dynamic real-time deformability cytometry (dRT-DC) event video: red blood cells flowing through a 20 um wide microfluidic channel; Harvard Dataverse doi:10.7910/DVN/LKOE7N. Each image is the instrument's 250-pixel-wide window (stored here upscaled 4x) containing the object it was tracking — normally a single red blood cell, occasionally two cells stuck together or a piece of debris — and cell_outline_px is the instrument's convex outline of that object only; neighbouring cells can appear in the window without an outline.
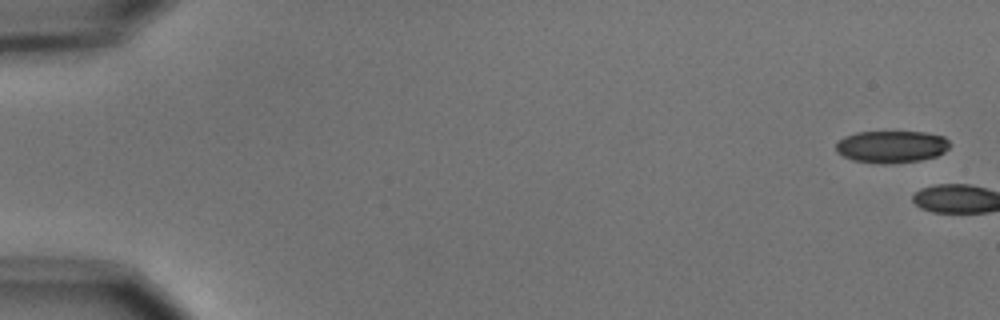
{"species": "common noctule bat (a hibernating species)", "species_latin": "Nyctalus noctula", "temperature_condition": "cold", "stored_images_in_passage": 7, "camera_frame_rate_fps": 3000, "um_per_image_px": 0.085, "animal": {"sex": "male", "body_mass_g": 15.6}, "frame": {"image": 1, "passage_image": 1, "time_ms": 0.0, "image_size_px": [1000, 320], "cell_outline_px": [[948, 148], [944, 152], [936, 156], [920, 160], [892, 164], [884, 164], [852, 160], [836, 152], [836, 144], [844, 136], [856, 132], [924, 132], [944, 136], [948, 140]], "centroid_in_image_um": [75.76, 12.47], "position_along_channel_um": 9.2, "area_um2": 21.33}}
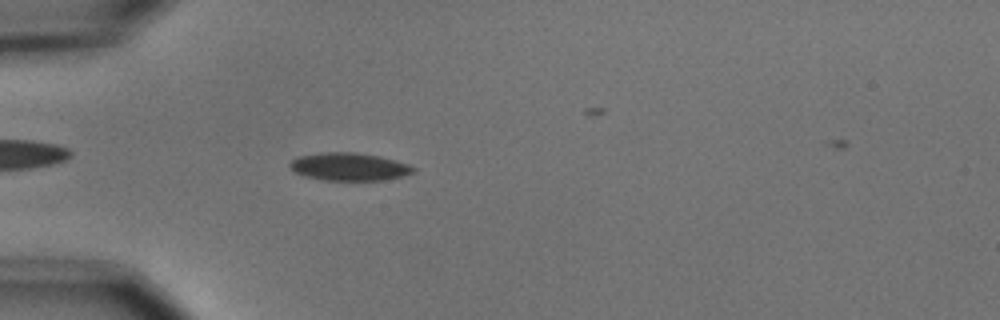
{"frame": {"image": 2, "passage_image": 6, "time_ms": 6.0, "image_size_px": [1000, 320], "cell_outline_px": [[416, 172], [384, 180], [324, 180], [304, 176], [296, 172], [288, 164], [292, 160], [300, 156], [320, 152], [352, 152], [380, 156], [396, 160], [408, 164], [416, 168]], "centroid_in_image_um": [29.7, 14.16], "position_along_channel_um": 55.3, "area_um2": 19.94}}